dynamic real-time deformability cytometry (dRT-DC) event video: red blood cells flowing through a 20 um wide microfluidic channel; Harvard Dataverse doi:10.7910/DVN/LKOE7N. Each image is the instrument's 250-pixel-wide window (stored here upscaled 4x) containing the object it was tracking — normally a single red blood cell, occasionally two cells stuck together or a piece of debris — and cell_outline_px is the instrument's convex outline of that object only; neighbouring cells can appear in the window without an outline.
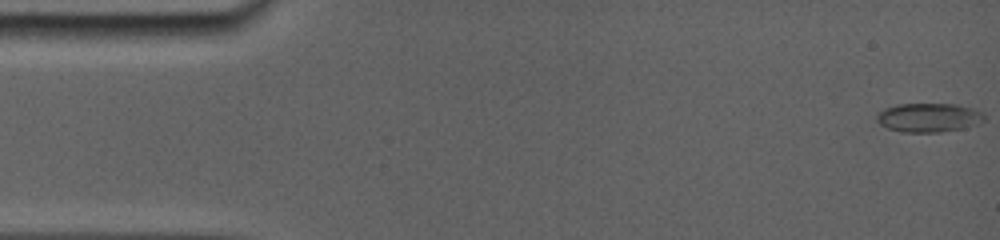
{"species": "common noctule bat (a hibernating species)", "species_latin": "Nyctalus noctula", "temperature_condition": "room temperature", "stored_images_in_passage": 44, "camera_frame_rate_fps": 5000, "um_per_image_px": 0.085, "animal": {"sex": "female", "body_mass_g": 19.0, "forearm_length_mm": 56.7}, "frame": {"image": 1, "passage_image": 1, "time_ms": 0.0, "image_size_px": [1000, 240], "cell_outline_px": [[976, 112], [956, 128], [936, 132], [908, 132], [888, 128], [880, 124], [880, 112], [884, 108], [896, 104], [952, 104], [968, 108]], "centroid_in_image_um": [78.56, 9.96], "position_along_channel_um": 6.4, "area_um2": 15.84}}
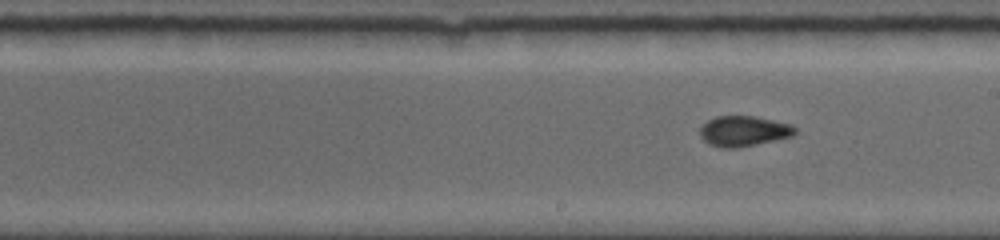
{"frame": {"image": 2, "passage_image": 20, "time_ms": 9.0, "image_size_px": [1000, 240], "cell_outline_px": [[796, 132], [792, 136], [736, 148], [724, 148], [708, 144], [700, 136], [700, 128], [708, 120], [716, 116], [752, 116], [772, 120], [788, 124], [796, 128]], "centroid_in_image_um": [63.17, 11.14], "position_along_channel_um": 225.8, "area_um2": 16.53}}
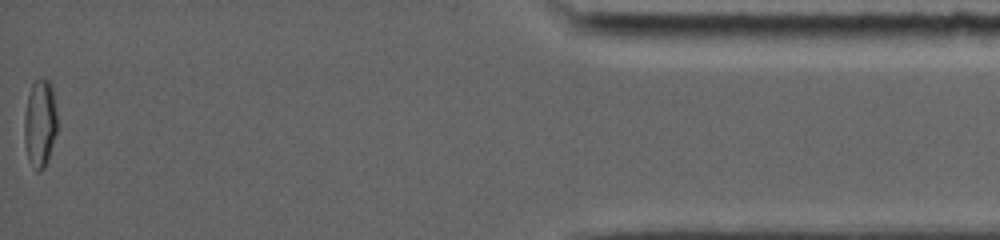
{"frame": {"image": 3, "passage_image": 44, "time_ms": 16.2, "image_size_px": [1000, 240], "cell_outline_px": [[56, 132], [48, 160], [44, 168], [40, 172], [36, 172], [28, 160], [24, 144], [24, 112], [28, 96], [32, 84], [40, 76], [48, 80], [52, 84], [56, 112]], "centroid_in_image_um": [3.38, 10.49], "position_along_channel_um": 431.8, "area_um2": 17.11}}